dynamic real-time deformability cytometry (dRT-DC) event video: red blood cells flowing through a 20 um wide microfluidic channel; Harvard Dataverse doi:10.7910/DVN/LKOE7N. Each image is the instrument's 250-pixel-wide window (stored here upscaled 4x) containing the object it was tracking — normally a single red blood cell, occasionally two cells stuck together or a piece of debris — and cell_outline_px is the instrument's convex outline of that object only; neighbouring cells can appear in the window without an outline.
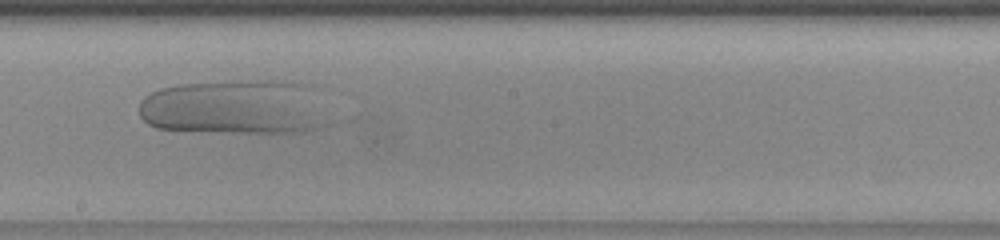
{"species": "human", "species_latin": "Homo sapiens", "temperature_condition": "warm", "stored_images_in_passage": 48, "camera_frame_rate_fps": 3000, "um_per_image_px": 0.085, "donor": {"sex": "female"}, "frame": {"image": 1, "passage_image": 28, "time_ms": 9.0, "image_size_px": [1000, 240], "cell_outline_px": [[316, 128], [300, 132], [208, 132], [156, 128], [148, 124], [140, 116], [140, 104], [144, 96], [160, 88], [180, 84], [236, 80], [288, 80], [304, 84], [316, 124]], "centroid_in_image_um": [19.6, 9.1], "position_along_channel_um": 228.6, "area_um2": 58.15}}